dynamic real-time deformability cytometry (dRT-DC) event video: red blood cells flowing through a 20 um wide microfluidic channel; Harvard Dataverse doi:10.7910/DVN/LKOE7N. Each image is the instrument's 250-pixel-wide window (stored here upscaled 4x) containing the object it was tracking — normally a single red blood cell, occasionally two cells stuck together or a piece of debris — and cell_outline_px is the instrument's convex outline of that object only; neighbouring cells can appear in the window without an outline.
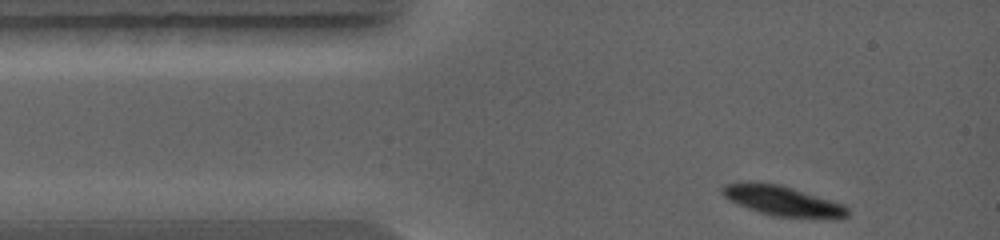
{"species": "common noctule bat (a hibernating species)", "species_latin": "Nyctalus noctula", "temperature_condition": "warm", "stored_images_in_passage": 43, "camera_frame_rate_fps": 5000, "um_per_image_px": 0.085, "animal": {"sex": "female", "body_mass_g": 19.0, "forearm_length_mm": 56.7}, "frame": {"image": 1, "passage_image": 1, "time_ms": 0.0, "image_size_px": [1000, 240], "cell_outline_px": [[848, 216], [836, 220], [832, 220], [776, 216], [760, 212], [748, 208], [724, 196], [720, 192], [720, 188], [724, 184], [752, 180], [780, 184], [832, 200], [844, 204], [848, 208]], "centroid_in_image_um": [66.57, 17.07], "position_along_channel_um": 18.4, "area_um2": 22.43}}
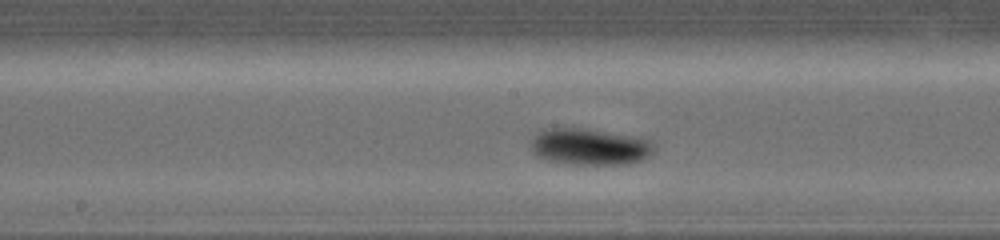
{"frame": {"image": 2, "passage_image": 22, "time_ms": 4.2, "image_size_px": [1000, 240], "cell_outline_px": [[652, 152], [640, 160], [624, 164], [572, 164], [552, 160], [540, 156], [532, 148], [532, 140], [544, 128], [584, 128], [644, 140], [652, 148]], "centroid_in_image_um": [50.04, 12.47], "position_along_channel_um": 198.2, "area_um2": 24.74}}
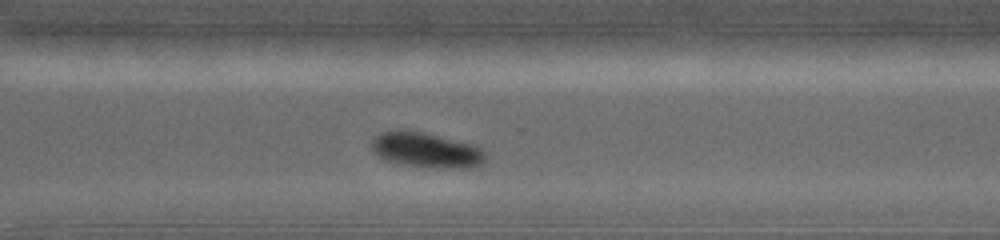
{"frame": {"image": 3, "passage_image": 35, "time_ms": 6.8, "image_size_px": [1000, 240], "cell_outline_px": [[484, 160], [480, 164], [472, 168], [452, 168], [408, 164], [388, 160], [380, 156], [372, 148], [372, 144], [376, 136], [384, 132], [396, 128], [400, 128], [424, 132], [472, 144], [484, 156]], "centroid_in_image_um": [36.2, 12.72], "position_along_channel_um": 334.4, "area_um2": 22.48}}